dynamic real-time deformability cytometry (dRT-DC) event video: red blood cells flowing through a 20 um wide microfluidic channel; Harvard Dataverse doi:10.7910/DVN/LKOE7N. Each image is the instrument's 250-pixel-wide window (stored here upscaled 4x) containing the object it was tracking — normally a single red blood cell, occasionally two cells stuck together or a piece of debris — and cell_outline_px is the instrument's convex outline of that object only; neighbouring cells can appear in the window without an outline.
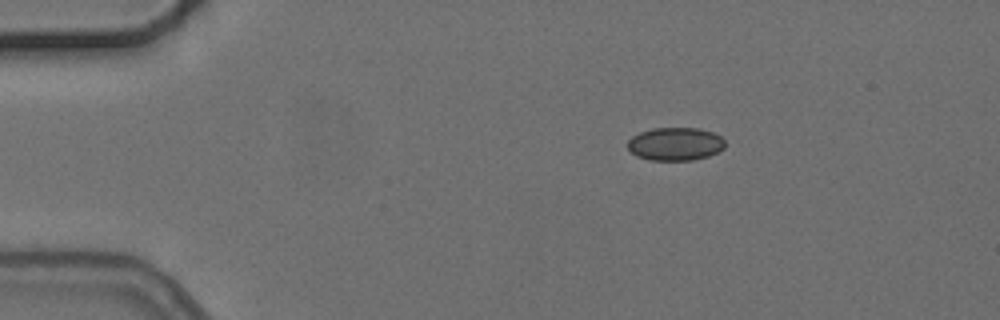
{"species": "common noctule bat (a hibernating species)", "species_latin": "Nyctalus noctula", "temperature_condition": "cold", "stored_images_in_passage": 3, "camera_frame_rate_fps": 3000, "um_per_image_px": 0.085, "animal": {"sex": "female", "body_mass_g": 24.6, "forearm_length_mm": 56.2}, "frame": {"image": 1, "passage_image": 1, "time_ms": 0.0, "image_size_px": [1000, 320], "cell_outline_px": [[724, 148], [708, 156], [692, 160], [652, 160], [636, 156], [628, 148], [628, 140], [632, 136], [640, 132], [652, 128], [700, 128], [712, 132], [720, 136], [724, 140]], "centroid_in_image_um": [57.39, 12.23], "position_along_channel_um": 27.6, "area_um2": 18.73}}